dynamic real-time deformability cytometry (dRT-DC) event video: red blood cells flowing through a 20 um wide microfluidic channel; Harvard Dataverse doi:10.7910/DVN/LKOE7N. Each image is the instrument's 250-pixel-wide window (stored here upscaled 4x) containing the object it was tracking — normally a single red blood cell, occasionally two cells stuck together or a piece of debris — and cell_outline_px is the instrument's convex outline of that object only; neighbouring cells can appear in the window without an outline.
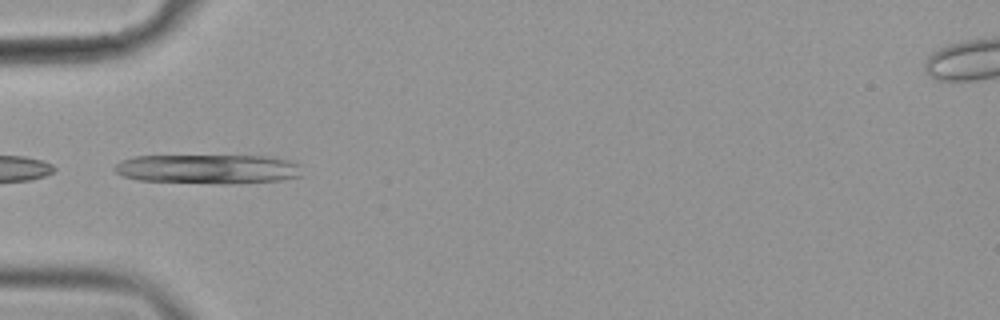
{"species": "common noctule bat (a hibernating species)", "species_latin": "Nyctalus noctula", "temperature_condition": "cold", "stored_images_in_passage": 23, "camera_frame_rate_fps": 3000, "um_per_image_px": 0.085, "animal": {"sex": "female", "body_mass_g": 19.9}, "frame": {"image": 1, "passage_image": 1, "time_ms": 0.0, "image_size_px": [1000, 320], "cell_outline_px": [[304, 176], [280, 180], [224, 184], [220, 184], [136, 180], [124, 176], [116, 172], [112, 168], [120, 160], [132, 156], [276, 156], [300, 164]], "centroid_in_image_um": [17.71, 14.36], "position_along_channel_um": 67.3, "area_um2": 32.54}}